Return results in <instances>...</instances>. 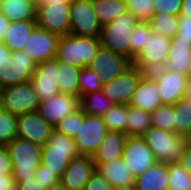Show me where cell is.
Returning <instances> with one entry per match:
<instances>
[{
    "label": "cell",
    "instance_id": "obj_1",
    "mask_svg": "<svg viewBox=\"0 0 191 190\" xmlns=\"http://www.w3.org/2000/svg\"><path fill=\"white\" fill-rule=\"evenodd\" d=\"M101 47L99 37L59 36L55 59L77 68L88 67Z\"/></svg>",
    "mask_w": 191,
    "mask_h": 190
},
{
    "label": "cell",
    "instance_id": "obj_2",
    "mask_svg": "<svg viewBox=\"0 0 191 190\" xmlns=\"http://www.w3.org/2000/svg\"><path fill=\"white\" fill-rule=\"evenodd\" d=\"M79 155L74 139L54 129L49 141L42 146L41 164L60 180L69 162Z\"/></svg>",
    "mask_w": 191,
    "mask_h": 190
},
{
    "label": "cell",
    "instance_id": "obj_3",
    "mask_svg": "<svg viewBox=\"0 0 191 190\" xmlns=\"http://www.w3.org/2000/svg\"><path fill=\"white\" fill-rule=\"evenodd\" d=\"M138 20L128 10L120 14L110 24L102 26L101 47L122 55L131 61L130 41Z\"/></svg>",
    "mask_w": 191,
    "mask_h": 190
},
{
    "label": "cell",
    "instance_id": "obj_4",
    "mask_svg": "<svg viewBox=\"0 0 191 190\" xmlns=\"http://www.w3.org/2000/svg\"><path fill=\"white\" fill-rule=\"evenodd\" d=\"M5 148L12 160L13 178H35V170L41 164L42 146L17 137Z\"/></svg>",
    "mask_w": 191,
    "mask_h": 190
},
{
    "label": "cell",
    "instance_id": "obj_5",
    "mask_svg": "<svg viewBox=\"0 0 191 190\" xmlns=\"http://www.w3.org/2000/svg\"><path fill=\"white\" fill-rule=\"evenodd\" d=\"M142 137L151 149L155 161L160 163L177 162L186 146L182 135L153 126Z\"/></svg>",
    "mask_w": 191,
    "mask_h": 190
},
{
    "label": "cell",
    "instance_id": "obj_6",
    "mask_svg": "<svg viewBox=\"0 0 191 190\" xmlns=\"http://www.w3.org/2000/svg\"><path fill=\"white\" fill-rule=\"evenodd\" d=\"M106 132L102 117L86 115L79 108V128L73 139L80 155L93 156L99 149Z\"/></svg>",
    "mask_w": 191,
    "mask_h": 190
},
{
    "label": "cell",
    "instance_id": "obj_7",
    "mask_svg": "<svg viewBox=\"0 0 191 190\" xmlns=\"http://www.w3.org/2000/svg\"><path fill=\"white\" fill-rule=\"evenodd\" d=\"M38 105L39 100L31 81L1 90L0 107L13 115L36 112Z\"/></svg>",
    "mask_w": 191,
    "mask_h": 190
},
{
    "label": "cell",
    "instance_id": "obj_8",
    "mask_svg": "<svg viewBox=\"0 0 191 190\" xmlns=\"http://www.w3.org/2000/svg\"><path fill=\"white\" fill-rule=\"evenodd\" d=\"M171 38L152 33L132 64L144 74L163 69L171 46Z\"/></svg>",
    "mask_w": 191,
    "mask_h": 190
},
{
    "label": "cell",
    "instance_id": "obj_9",
    "mask_svg": "<svg viewBox=\"0 0 191 190\" xmlns=\"http://www.w3.org/2000/svg\"><path fill=\"white\" fill-rule=\"evenodd\" d=\"M69 33L76 36L100 37L101 25L92 0H74L69 5Z\"/></svg>",
    "mask_w": 191,
    "mask_h": 190
},
{
    "label": "cell",
    "instance_id": "obj_10",
    "mask_svg": "<svg viewBox=\"0 0 191 190\" xmlns=\"http://www.w3.org/2000/svg\"><path fill=\"white\" fill-rule=\"evenodd\" d=\"M144 73L133 64L116 78L102 84V92L113 104L129 105Z\"/></svg>",
    "mask_w": 191,
    "mask_h": 190
},
{
    "label": "cell",
    "instance_id": "obj_11",
    "mask_svg": "<svg viewBox=\"0 0 191 190\" xmlns=\"http://www.w3.org/2000/svg\"><path fill=\"white\" fill-rule=\"evenodd\" d=\"M36 26L58 36L69 34V4H36Z\"/></svg>",
    "mask_w": 191,
    "mask_h": 190
},
{
    "label": "cell",
    "instance_id": "obj_12",
    "mask_svg": "<svg viewBox=\"0 0 191 190\" xmlns=\"http://www.w3.org/2000/svg\"><path fill=\"white\" fill-rule=\"evenodd\" d=\"M122 159L134 177L156 163L151 149L144 138L139 136H127Z\"/></svg>",
    "mask_w": 191,
    "mask_h": 190
},
{
    "label": "cell",
    "instance_id": "obj_13",
    "mask_svg": "<svg viewBox=\"0 0 191 190\" xmlns=\"http://www.w3.org/2000/svg\"><path fill=\"white\" fill-rule=\"evenodd\" d=\"M57 81L58 61L55 58L37 64L31 83L39 102L46 101L60 93Z\"/></svg>",
    "mask_w": 191,
    "mask_h": 190
},
{
    "label": "cell",
    "instance_id": "obj_14",
    "mask_svg": "<svg viewBox=\"0 0 191 190\" xmlns=\"http://www.w3.org/2000/svg\"><path fill=\"white\" fill-rule=\"evenodd\" d=\"M80 108V97L58 93L54 97L39 102L37 113L54 128L67 115Z\"/></svg>",
    "mask_w": 191,
    "mask_h": 190
},
{
    "label": "cell",
    "instance_id": "obj_15",
    "mask_svg": "<svg viewBox=\"0 0 191 190\" xmlns=\"http://www.w3.org/2000/svg\"><path fill=\"white\" fill-rule=\"evenodd\" d=\"M17 137L44 146L55 129L37 112L25 113L17 118Z\"/></svg>",
    "mask_w": 191,
    "mask_h": 190
},
{
    "label": "cell",
    "instance_id": "obj_16",
    "mask_svg": "<svg viewBox=\"0 0 191 190\" xmlns=\"http://www.w3.org/2000/svg\"><path fill=\"white\" fill-rule=\"evenodd\" d=\"M132 65L126 57L100 47L88 68L99 75L102 83L110 81Z\"/></svg>",
    "mask_w": 191,
    "mask_h": 190
},
{
    "label": "cell",
    "instance_id": "obj_17",
    "mask_svg": "<svg viewBox=\"0 0 191 190\" xmlns=\"http://www.w3.org/2000/svg\"><path fill=\"white\" fill-rule=\"evenodd\" d=\"M59 36L36 26L25 44L24 51L37 64L55 58Z\"/></svg>",
    "mask_w": 191,
    "mask_h": 190
},
{
    "label": "cell",
    "instance_id": "obj_18",
    "mask_svg": "<svg viewBox=\"0 0 191 190\" xmlns=\"http://www.w3.org/2000/svg\"><path fill=\"white\" fill-rule=\"evenodd\" d=\"M150 75L156 80L163 104H175L184 97L187 76L159 69Z\"/></svg>",
    "mask_w": 191,
    "mask_h": 190
},
{
    "label": "cell",
    "instance_id": "obj_19",
    "mask_svg": "<svg viewBox=\"0 0 191 190\" xmlns=\"http://www.w3.org/2000/svg\"><path fill=\"white\" fill-rule=\"evenodd\" d=\"M95 171L96 166L92 156L79 155L69 162L60 181L68 190H84Z\"/></svg>",
    "mask_w": 191,
    "mask_h": 190
},
{
    "label": "cell",
    "instance_id": "obj_20",
    "mask_svg": "<svg viewBox=\"0 0 191 190\" xmlns=\"http://www.w3.org/2000/svg\"><path fill=\"white\" fill-rule=\"evenodd\" d=\"M162 104L156 80L150 74H144L133 93L129 105L152 113Z\"/></svg>",
    "mask_w": 191,
    "mask_h": 190
},
{
    "label": "cell",
    "instance_id": "obj_21",
    "mask_svg": "<svg viewBox=\"0 0 191 190\" xmlns=\"http://www.w3.org/2000/svg\"><path fill=\"white\" fill-rule=\"evenodd\" d=\"M164 70L191 75V39L176 34L172 39Z\"/></svg>",
    "mask_w": 191,
    "mask_h": 190
},
{
    "label": "cell",
    "instance_id": "obj_22",
    "mask_svg": "<svg viewBox=\"0 0 191 190\" xmlns=\"http://www.w3.org/2000/svg\"><path fill=\"white\" fill-rule=\"evenodd\" d=\"M126 134L119 131H107L99 149L93 154L95 164H106L122 157Z\"/></svg>",
    "mask_w": 191,
    "mask_h": 190
},
{
    "label": "cell",
    "instance_id": "obj_23",
    "mask_svg": "<svg viewBox=\"0 0 191 190\" xmlns=\"http://www.w3.org/2000/svg\"><path fill=\"white\" fill-rule=\"evenodd\" d=\"M96 171L104 177L114 189L133 188L135 177L125 165L122 157L106 164H95Z\"/></svg>",
    "mask_w": 191,
    "mask_h": 190
},
{
    "label": "cell",
    "instance_id": "obj_24",
    "mask_svg": "<svg viewBox=\"0 0 191 190\" xmlns=\"http://www.w3.org/2000/svg\"><path fill=\"white\" fill-rule=\"evenodd\" d=\"M168 163L156 162L134 179V190H168Z\"/></svg>",
    "mask_w": 191,
    "mask_h": 190
},
{
    "label": "cell",
    "instance_id": "obj_25",
    "mask_svg": "<svg viewBox=\"0 0 191 190\" xmlns=\"http://www.w3.org/2000/svg\"><path fill=\"white\" fill-rule=\"evenodd\" d=\"M9 87L31 81L37 63L24 51L12 52Z\"/></svg>",
    "mask_w": 191,
    "mask_h": 190
},
{
    "label": "cell",
    "instance_id": "obj_26",
    "mask_svg": "<svg viewBox=\"0 0 191 190\" xmlns=\"http://www.w3.org/2000/svg\"><path fill=\"white\" fill-rule=\"evenodd\" d=\"M35 27V20L10 22L1 42L12 52L24 50L25 44Z\"/></svg>",
    "mask_w": 191,
    "mask_h": 190
},
{
    "label": "cell",
    "instance_id": "obj_27",
    "mask_svg": "<svg viewBox=\"0 0 191 190\" xmlns=\"http://www.w3.org/2000/svg\"><path fill=\"white\" fill-rule=\"evenodd\" d=\"M36 6L32 0H3L1 12L10 22L35 20Z\"/></svg>",
    "mask_w": 191,
    "mask_h": 190
},
{
    "label": "cell",
    "instance_id": "obj_28",
    "mask_svg": "<svg viewBox=\"0 0 191 190\" xmlns=\"http://www.w3.org/2000/svg\"><path fill=\"white\" fill-rule=\"evenodd\" d=\"M92 4L101 27L127 11L125 0H92Z\"/></svg>",
    "mask_w": 191,
    "mask_h": 190
},
{
    "label": "cell",
    "instance_id": "obj_29",
    "mask_svg": "<svg viewBox=\"0 0 191 190\" xmlns=\"http://www.w3.org/2000/svg\"><path fill=\"white\" fill-rule=\"evenodd\" d=\"M126 136L142 137L152 126L151 113L127 105Z\"/></svg>",
    "mask_w": 191,
    "mask_h": 190
},
{
    "label": "cell",
    "instance_id": "obj_30",
    "mask_svg": "<svg viewBox=\"0 0 191 190\" xmlns=\"http://www.w3.org/2000/svg\"><path fill=\"white\" fill-rule=\"evenodd\" d=\"M80 68L58 62L59 92L80 97L78 75Z\"/></svg>",
    "mask_w": 191,
    "mask_h": 190
},
{
    "label": "cell",
    "instance_id": "obj_31",
    "mask_svg": "<svg viewBox=\"0 0 191 190\" xmlns=\"http://www.w3.org/2000/svg\"><path fill=\"white\" fill-rule=\"evenodd\" d=\"M113 103L102 91L91 92L80 97V108L86 115L102 117Z\"/></svg>",
    "mask_w": 191,
    "mask_h": 190
},
{
    "label": "cell",
    "instance_id": "obj_32",
    "mask_svg": "<svg viewBox=\"0 0 191 190\" xmlns=\"http://www.w3.org/2000/svg\"><path fill=\"white\" fill-rule=\"evenodd\" d=\"M148 24L154 34L172 39L178 33V16L153 14Z\"/></svg>",
    "mask_w": 191,
    "mask_h": 190
},
{
    "label": "cell",
    "instance_id": "obj_33",
    "mask_svg": "<svg viewBox=\"0 0 191 190\" xmlns=\"http://www.w3.org/2000/svg\"><path fill=\"white\" fill-rule=\"evenodd\" d=\"M102 118L107 131H119L126 134L127 105L113 104Z\"/></svg>",
    "mask_w": 191,
    "mask_h": 190
},
{
    "label": "cell",
    "instance_id": "obj_34",
    "mask_svg": "<svg viewBox=\"0 0 191 190\" xmlns=\"http://www.w3.org/2000/svg\"><path fill=\"white\" fill-rule=\"evenodd\" d=\"M152 126L167 132L175 133L174 106L162 104L151 113Z\"/></svg>",
    "mask_w": 191,
    "mask_h": 190
},
{
    "label": "cell",
    "instance_id": "obj_35",
    "mask_svg": "<svg viewBox=\"0 0 191 190\" xmlns=\"http://www.w3.org/2000/svg\"><path fill=\"white\" fill-rule=\"evenodd\" d=\"M168 190H191V175L178 162L168 163Z\"/></svg>",
    "mask_w": 191,
    "mask_h": 190
},
{
    "label": "cell",
    "instance_id": "obj_36",
    "mask_svg": "<svg viewBox=\"0 0 191 190\" xmlns=\"http://www.w3.org/2000/svg\"><path fill=\"white\" fill-rule=\"evenodd\" d=\"M18 116L9 113L0 107V146L5 147L14 138H17Z\"/></svg>",
    "mask_w": 191,
    "mask_h": 190
},
{
    "label": "cell",
    "instance_id": "obj_37",
    "mask_svg": "<svg viewBox=\"0 0 191 190\" xmlns=\"http://www.w3.org/2000/svg\"><path fill=\"white\" fill-rule=\"evenodd\" d=\"M173 106L175 133L183 136L191 125V102L182 98L173 104Z\"/></svg>",
    "mask_w": 191,
    "mask_h": 190
},
{
    "label": "cell",
    "instance_id": "obj_38",
    "mask_svg": "<svg viewBox=\"0 0 191 190\" xmlns=\"http://www.w3.org/2000/svg\"><path fill=\"white\" fill-rule=\"evenodd\" d=\"M80 97L91 92L102 90V81L92 69L88 67L80 68L78 75Z\"/></svg>",
    "mask_w": 191,
    "mask_h": 190
},
{
    "label": "cell",
    "instance_id": "obj_39",
    "mask_svg": "<svg viewBox=\"0 0 191 190\" xmlns=\"http://www.w3.org/2000/svg\"><path fill=\"white\" fill-rule=\"evenodd\" d=\"M154 0H125L127 10L139 23H148L153 16Z\"/></svg>",
    "mask_w": 191,
    "mask_h": 190
},
{
    "label": "cell",
    "instance_id": "obj_40",
    "mask_svg": "<svg viewBox=\"0 0 191 190\" xmlns=\"http://www.w3.org/2000/svg\"><path fill=\"white\" fill-rule=\"evenodd\" d=\"M152 30L148 23H138L133 29L130 48H131V62L141 52L143 46L150 39Z\"/></svg>",
    "mask_w": 191,
    "mask_h": 190
},
{
    "label": "cell",
    "instance_id": "obj_41",
    "mask_svg": "<svg viewBox=\"0 0 191 190\" xmlns=\"http://www.w3.org/2000/svg\"><path fill=\"white\" fill-rule=\"evenodd\" d=\"M12 51L0 42V87H9V70H11Z\"/></svg>",
    "mask_w": 191,
    "mask_h": 190
},
{
    "label": "cell",
    "instance_id": "obj_42",
    "mask_svg": "<svg viewBox=\"0 0 191 190\" xmlns=\"http://www.w3.org/2000/svg\"><path fill=\"white\" fill-rule=\"evenodd\" d=\"M78 128H79V109L65 116L55 127V129L61 132L62 134L72 138L77 134Z\"/></svg>",
    "mask_w": 191,
    "mask_h": 190
},
{
    "label": "cell",
    "instance_id": "obj_43",
    "mask_svg": "<svg viewBox=\"0 0 191 190\" xmlns=\"http://www.w3.org/2000/svg\"><path fill=\"white\" fill-rule=\"evenodd\" d=\"M182 0H154L153 14H168L178 16L181 11Z\"/></svg>",
    "mask_w": 191,
    "mask_h": 190
},
{
    "label": "cell",
    "instance_id": "obj_44",
    "mask_svg": "<svg viewBox=\"0 0 191 190\" xmlns=\"http://www.w3.org/2000/svg\"><path fill=\"white\" fill-rule=\"evenodd\" d=\"M35 179L47 190L53 185L58 183L60 180L49 171V169L40 164L39 167L35 170L34 174Z\"/></svg>",
    "mask_w": 191,
    "mask_h": 190
},
{
    "label": "cell",
    "instance_id": "obj_45",
    "mask_svg": "<svg viewBox=\"0 0 191 190\" xmlns=\"http://www.w3.org/2000/svg\"><path fill=\"white\" fill-rule=\"evenodd\" d=\"M84 190H115L111 184L102 177L97 171H95L87 184L85 185Z\"/></svg>",
    "mask_w": 191,
    "mask_h": 190
},
{
    "label": "cell",
    "instance_id": "obj_46",
    "mask_svg": "<svg viewBox=\"0 0 191 190\" xmlns=\"http://www.w3.org/2000/svg\"><path fill=\"white\" fill-rule=\"evenodd\" d=\"M15 190H47L35 178H14Z\"/></svg>",
    "mask_w": 191,
    "mask_h": 190
},
{
    "label": "cell",
    "instance_id": "obj_47",
    "mask_svg": "<svg viewBox=\"0 0 191 190\" xmlns=\"http://www.w3.org/2000/svg\"><path fill=\"white\" fill-rule=\"evenodd\" d=\"M12 172L13 166L9 153L5 147L0 146V174H12Z\"/></svg>",
    "mask_w": 191,
    "mask_h": 190
},
{
    "label": "cell",
    "instance_id": "obj_48",
    "mask_svg": "<svg viewBox=\"0 0 191 190\" xmlns=\"http://www.w3.org/2000/svg\"><path fill=\"white\" fill-rule=\"evenodd\" d=\"M178 35L181 38L191 39V19L185 16H178Z\"/></svg>",
    "mask_w": 191,
    "mask_h": 190
},
{
    "label": "cell",
    "instance_id": "obj_49",
    "mask_svg": "<svg viewBox=\"0 0 191 190\" xmlns=\"http://www.w3.org/2000/svg\"><path fill=\"white\" fill-rule=\"evenodd\" d=\"M177 162L191 175V146H185L184 152Z\"/></svg>",
    "mask_w": 191,
    "mask_h": 190
},
{
    "label": "cell",
    "instance_id": "obj_50",
    "mask_svg": "<svg viewBox=\"0 0 191 190\" xmlns=\"http://www.w3.org/2000/svg\"><path fill=\"white\" fill-rule=\"evenodd\" d=\"M15 184L12 174H0V190H15Z\"/></svg>",
    "mask_w": 191,
    "mask_h": 190
},
{
    "label": "cell",
    "instance_id": "obj_51",
    "mask_svg": "<svg viewBox=\"0 0 191 190\" xmlns=\"http://www.w3.org/2000/svg\"><path fill=\"white\" fill-rule=\"evenodd\" d=\"M178 16H185L191 19V0H182L181 11Z\"/></svg>",
    "mask_w": 191,
    "mask_h": 190
},
{
    "label": "cell",
    "instance_id": "obj_52",
    "mask_svg": "<svg viewBox=\"0 0 191 190\" xmlns=\"http://www.w3.org/2000/svg\"><path fill=\"white\" fill-rule=\"evenodd\" d=\"M10 21L0 12V42L3 40L5 32L9 27Z\"/></svg>",
    "mask_w": 191,
    "mask_h": 190
},
{
    "label": "cell",
    "instance_id": "obj_53",
    "mask_svg": "<svg viewBox=\"0 0 191 190\" xmlns=\"http://www.w3.org/2000/svg\"><path fill=\"white\" fill-rule=\"evenodd\" d=\"M186 101L191 102V75L187 76L186 88L184 92V97Z\"/></svg>",
    "mask_w": 191,
    "mask_h": 190
},
{
    "label": "cell",
    "instance_id": "obj_54",
    "mask_svg": "<svg viewBox=\"0 0 191 190\" xmlns=\"http://www.w3.org/2000/svg\"><path fill=\"white\" fill-rule=\"evenodd\" d=\"M74 0H38L36 4H71Z\"/></svg>",
    "mask_w": 191,
    "mask_h": 190
},
{
    "label": "cell",
    "instance_id": "obj_55",
    "mask_svg": "<svg viewBox=\"0 0 191 190\" xmlns=\"http://www.w3.org/2000/svg\"><path fill=\"white\" fill-rule=\"evenodd\" d=\"M183 140L185 141V144L187 146H191V125L186 130V132L183 134Z\"/></svg>",
    "mask_w": 191,
    "mask_h": 190
},
{
    "label": "cell",
    "instance_id": "obj_56",
    "mask_svg": "<svg viewBox=\"0 0 191 190\" xmlns=\"http://www.w3.org/2000/svg\"><path fill=\"white\" fill-rule=\"evenodd\" d=\"M48 190H68L62 183L59 181L56 184H53Z\"/></svg>",
    "mask_w": 191,
    "mask_h": 190
},
{
    "label": "cell",
    "instance_id": "obj_57",
    "mask_svg": "<svg viewBox=\"0 0 191 190\" xmlns=\"http://www.w3.org/2000/svg\"><path fill=\"white\" fill-rule=\"evenodd\" d=\"M115 190H134L133 188H120V189H115Z\"/></svg>",
    "mask_w": 191,
    "mask_h": 190
},
{
    "label": "cell",
    "instance_id": "obj_58",
    "mask_svg": "<svg viewBox=\"0 0 191 190\" xmlns=\"http://www.w3.org/2000/svg\"><path fill=\"white\" fill-rule=\"evenodd\" d=\"M2 4H3V0H0V12H1V9H2Z\"/></svg>",
    "mask_w": 191,
    "mask_h": 190
}]
</instances>
